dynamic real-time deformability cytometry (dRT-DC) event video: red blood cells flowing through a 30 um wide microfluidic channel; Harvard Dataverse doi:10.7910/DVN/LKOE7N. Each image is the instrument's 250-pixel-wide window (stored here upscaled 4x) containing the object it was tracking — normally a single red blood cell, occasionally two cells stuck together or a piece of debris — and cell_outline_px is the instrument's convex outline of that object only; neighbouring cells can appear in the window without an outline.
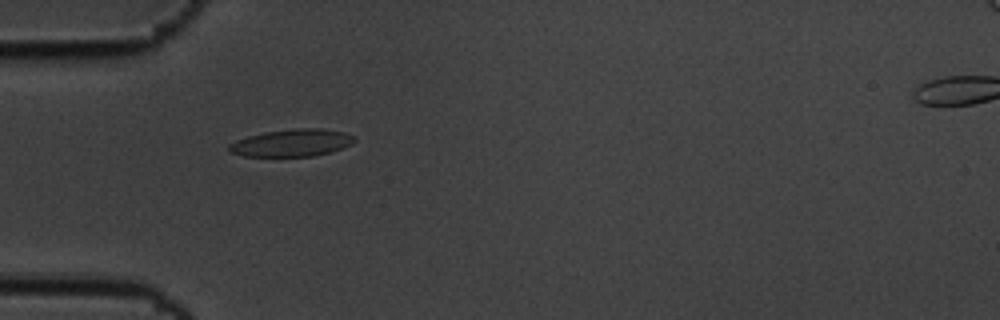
{"species": "common noctule bat (a hibernating species)", "species_latin": "Nyctalus noctula", "temperature_condition": "cold", "stored_images_in_passage": 49, "camera_frame_rate_fps": 3000, "um_per_image_px": 0.085, "animal": {"sex": "male", "body_mass_g": 19.5, "forearm_length_mm": 54.6}, "frame": {"image": 1, "passage_image": 9, "time_ms": 2.667, "image_size_px": [1000, 320], "cell_outline_px": [[356, 140], [352, 144], [332, 152], [312, 156], [244, 156], [228, 152], [228, 144], [236, 140], [248, 136], [264, 132], [296, 128], [320, 128], [344, 132], [356, 136]], "centroid_in_image_um": [24.82, 12.14], "position_along_channel_um": 60.2, "area_um2": 20.11}}
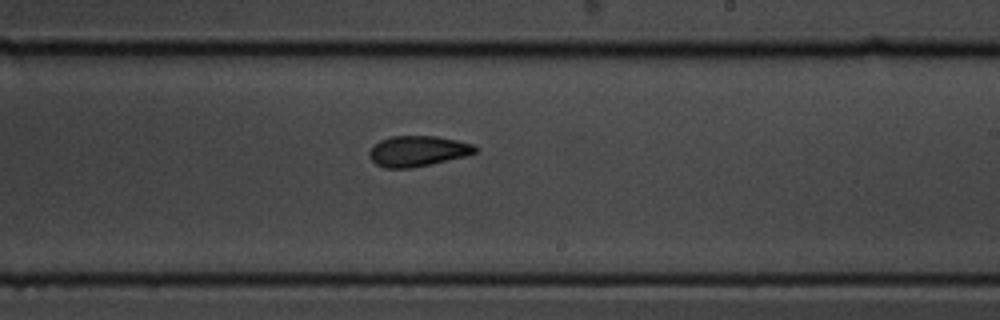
{"frame": {"image": 2, "passage_image": 26, "time_ms": 8.333, "image_size_px": [1000, 320], "cell_outline_px": [[480, 148], [476, 152], [464, 156], [412, 168], [384, 168], [376, 164], [368, 156], [368, 152], [372, 144], [380, 140], [392, 136], [436, 136], [456, 140], [472, 144]], "centroid_in_image_um": [35.46, 12.84], "position_along_channel_um": 253.5, "area_um2": 18.9}}
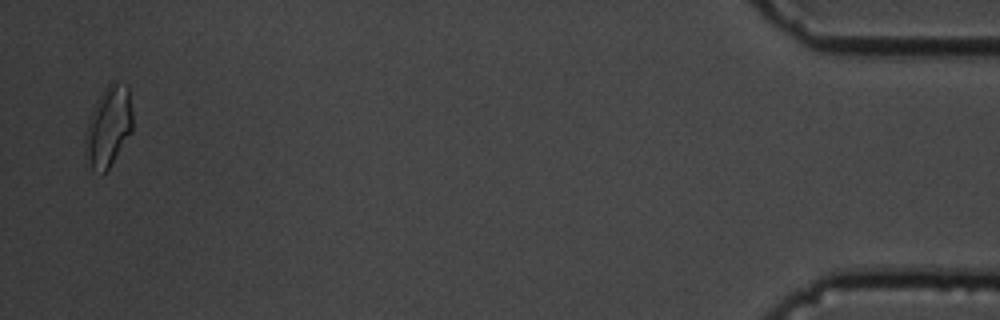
{"frame": {"image": 3, "passage_image": 48, "time_ms": 15.667, "image_size_px": [1000, 320], "cell_outline_px": [[132, 132], [108, 168], [104, 172], [92, 168], [88, 156], [84, 140], [84, 136], [92, 112], [104, 88], [112, 80], [128, 84], [132, 112]], "centroid_in_image_um": [9.26, 10.67], "position_along_channel_um": 425.9, "area_um2": 21.62}, "authors_computed_cell_mechanics": {"area_um2": 19.3052, "velocity_mm_per_s": 3.473, "shape_relaxation_time_tau1_ms": 2.8268, "shape_relaxation_time_tau2_ms": 3.1977, "deformation_change_tau1": 0.1165, "deformation_change_tau2": 0.0987}}